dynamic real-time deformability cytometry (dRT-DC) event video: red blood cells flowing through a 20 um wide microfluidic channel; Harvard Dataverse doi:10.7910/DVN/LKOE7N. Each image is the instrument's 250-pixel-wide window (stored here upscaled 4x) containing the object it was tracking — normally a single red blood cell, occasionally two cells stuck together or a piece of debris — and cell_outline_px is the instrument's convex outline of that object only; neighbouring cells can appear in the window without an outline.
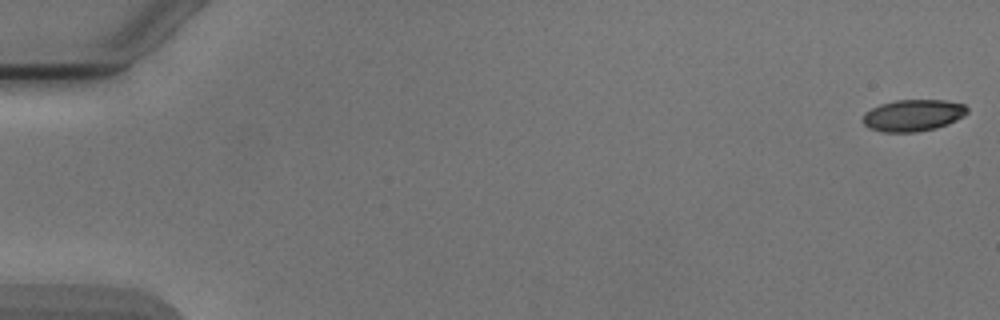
{"species": "Egyptian fruit bat (a non-hibernating species)", "species_latin": "Rousettus aegyptiacus", "temperature_condition": "cold", "stored_images_in_passage": 6, "camera_frame_rate_fps": 3000, "um_per_image_px": 0.085, "animal": {"sex": "male"}, "frame": {"image": 1, "passage_image": 1, "time_ms": 0.0, "image_size_px": [1000, 320], "cell_outline_px": [[968, 112], [964, 116], [948, 124], [936, 128], [916, 132], [884, 132], [868, 128], [860, 120], [864, 112], [880, 104], [896, 100], [944, 100], [964, 104], [968, 108]], "centroid_in_image_um": [77.59, 9.8], "position_along_channel_um": 7.4, "area_um2": 19.48}}